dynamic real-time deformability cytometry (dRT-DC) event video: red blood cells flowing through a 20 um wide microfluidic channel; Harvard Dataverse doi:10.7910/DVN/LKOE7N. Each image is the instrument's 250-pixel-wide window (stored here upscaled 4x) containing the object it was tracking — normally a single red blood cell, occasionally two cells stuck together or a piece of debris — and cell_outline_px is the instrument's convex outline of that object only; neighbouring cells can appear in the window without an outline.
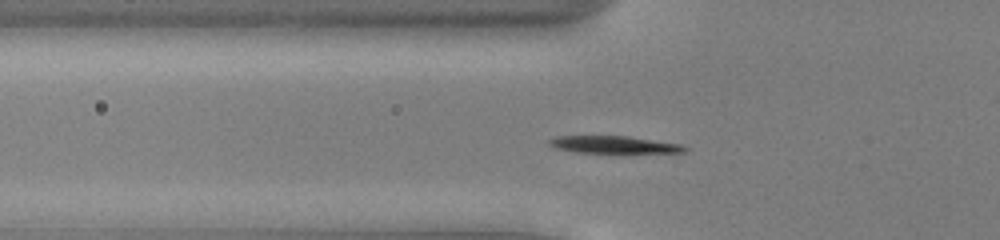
{"species": "common noctule bat (a hibernating species)", "species_latin": "Nyctalus noctula", "temperature_condition": "cold", "stored_images_in_passage": 46, "camera_frame_rate_fps": 3000, "um_per_image_px": 0.085, "animal": {"sex": "male", "body_mass_g": 13.0, "forearm_length_mm": 53.1}, "frame": {"image": 1, "passage_image": 12, "time_ms": 3.667, "image_size_px": [1000, 240], "cell_outline_px": [[688, 148], [684, 152], [572, 152], [556, 148], [548, 144], [548, 140], [556, 136], [628, 136], [680, 144]], "centroid_in_image_um": [52.11, 12.28], "position_along_channel_um": 73.7, "area_um2": 13.35}}
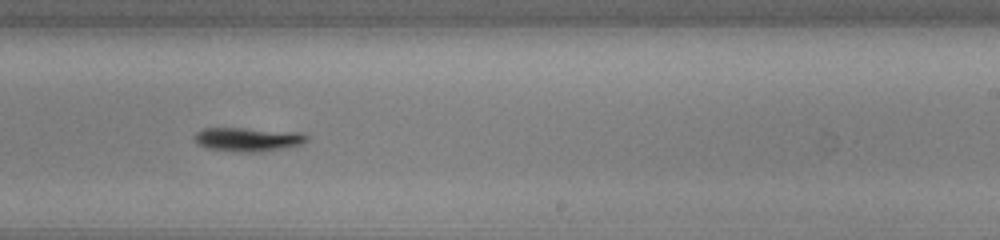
{"frame": {"image": 2, "passage_image": 27, "time_ms": 8.667, "image_size_px": [1000, 240], "cell_outline_px": [[308, 140], [300, 144], [260, 152], [244, 152], [208, 148], [196, 144], [192, 136], [196, 132], [204, 128], [244, 128], [300, 132], [308, 136]], "centroid_in_image_um": [21.02, 11.83], "position_along_channel_um": 268.0, "area_um2": 15.55}}
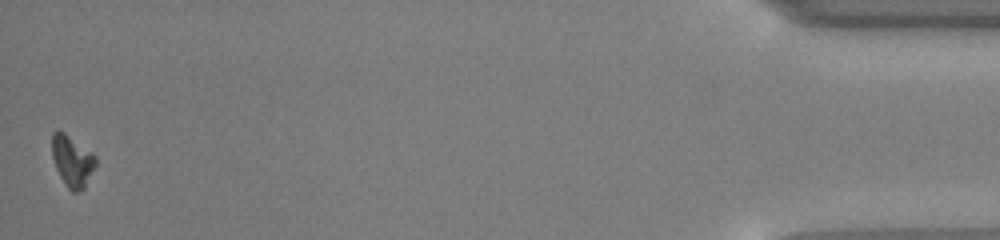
{"frame": {"image": 3, "passage_image": 46, "time_ms": 15.0, "image_size_px": [1000, 240], "cell_outline_px": [[96, 164], [84, 188], [76, 192], [72, 192], [64, 184], [52, 160], [52, 132], [64, 132], [92, 152], [96, 156]], "centroid_in_image_um": [6.13, 13.7], "position_along_channel_um": 429.1, "area_um2": 12.95}}